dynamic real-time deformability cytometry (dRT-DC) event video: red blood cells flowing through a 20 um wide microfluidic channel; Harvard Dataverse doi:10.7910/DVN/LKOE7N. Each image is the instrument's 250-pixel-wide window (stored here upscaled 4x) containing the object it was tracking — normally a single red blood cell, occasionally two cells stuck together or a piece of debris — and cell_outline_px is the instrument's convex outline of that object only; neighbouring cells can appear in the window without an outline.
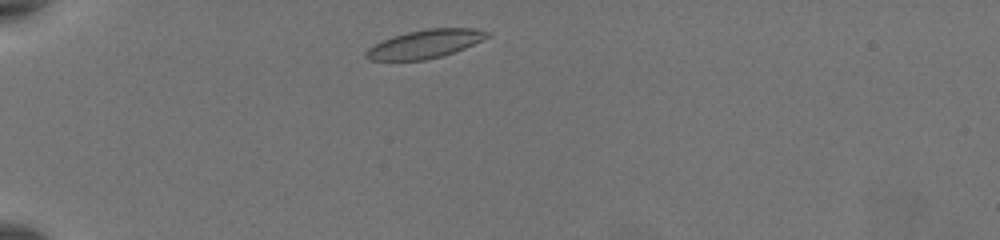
{"species": "common noctule bat (a hibernating species)", "species_latin": "Nyctalus noctula", "temperature_condition": "warm", "stored_images_in_passage": 36, "camera_frame_rate_fps": 3000, "um_per_image_px": 0.085, "animal": {"sex": "female", "body_mass_g": 19.5, "forearm_length_mm": 54.1}, "frame": {"image": 1, "passage_image": 3, "time_ms": 0.667, "image_size_px": [1000, 240], "cell_outline_px": [[492, 36], [464, 48], [440, 56], [424, 60], [368, 60], [364, 56], [364, 52], [368, 48], [392, 36], [408, 32], [428, 28], [476, 28], [492, 32]], "centroid_in_image_um": [36.16, 3.72], "position_along_channel_um": 48.8, "area_um2": 20.0}}
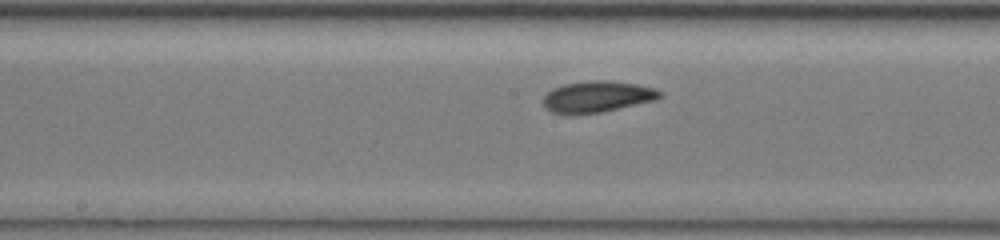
{"frame": {"image": 2, "passage_image": 17, "time_ms": 5.333, "image_size_px": [1000, 240], "cell_outline_px": [[664, 96], [656, 100], [600, 112], [552, 112], [544, 104], [544, 96], [552, 88], [564, 84], [588, 80], [612, 80], [636, 84], [656, 88], [664, 92]], "centroid_in_image_um": [50.87, 8.17], "position_along_channel_um": 197.3, "area_um2": 20.92}}
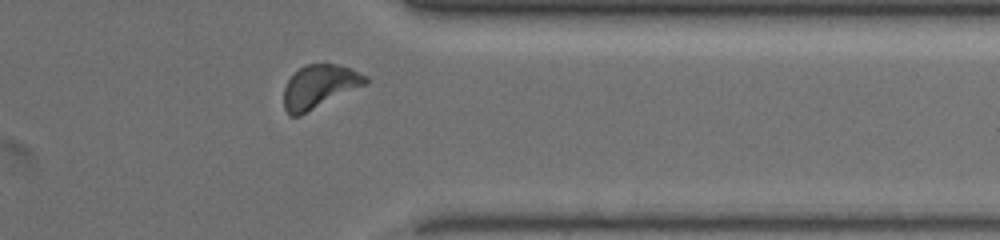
{"frame": {"image": 3, "passage_image": 31, "time_ms": 10.0, "image_size_px": [1000, 240], "cell_outline_px": [[368, 84], [300, 116], [288, 116], [284, 108], [284, 88], [288, 80], [300, 68], [308, 64], [336, 64], [348, 68], [368, 76]], "centroid_in_image_um": [27.16, 7.39], "position_along_channel_um": 384.2, "area_um2": 20.69}, "authors_computed_cell_mechanics": {"area_um2": 20.4612, "velocity_mm_per_s": 3.7823, "shape_relaxation_time_tau1_ms": 3.5493, "shape_relaxation_time_tau2_ms": null, "deformation_change_tau1": 0.1006, "deformation_change_tau2": null}}